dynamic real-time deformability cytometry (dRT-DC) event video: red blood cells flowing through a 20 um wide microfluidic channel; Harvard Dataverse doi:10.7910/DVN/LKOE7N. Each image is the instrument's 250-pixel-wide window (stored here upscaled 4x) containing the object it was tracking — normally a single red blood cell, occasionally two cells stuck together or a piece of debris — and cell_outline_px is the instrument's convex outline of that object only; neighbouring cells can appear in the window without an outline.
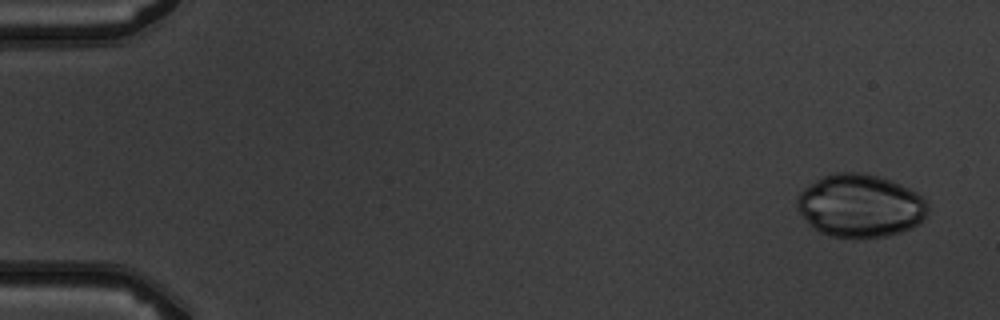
{"species": "common noctule bat (a hibernating species)", "species_latin": "Nyctalus noctula", "temperature_condition": "warm", "stored_images_in_passage": 5, "camera_frame_rate_fps": 3000, "um_per_image_px": 0.085, "animal": {"sex": "male", "body_mass_g": 19.5, "forearm_length_mm": 54.6}, "frame": {"image": 1, "passage_image": 1, "time_ms": 0.0, "image_size_px": [1000, 320], "cell_outline_px": [[928, 212], [924, 220], [920, 224], [912, 228], [888, 236], [856, 240], [828, 236], [812, 228], [808, 224], [796, 208], [796, 196], [804, 188], [820, 176], [836, 172], [860, 172], [880, 176], [892, 180], [916, 192], [928, 204]], "centroid_in_image_um": [73.09, 17.51], "position_along_channel_um": 11.9, "area_um2": 49.13}}